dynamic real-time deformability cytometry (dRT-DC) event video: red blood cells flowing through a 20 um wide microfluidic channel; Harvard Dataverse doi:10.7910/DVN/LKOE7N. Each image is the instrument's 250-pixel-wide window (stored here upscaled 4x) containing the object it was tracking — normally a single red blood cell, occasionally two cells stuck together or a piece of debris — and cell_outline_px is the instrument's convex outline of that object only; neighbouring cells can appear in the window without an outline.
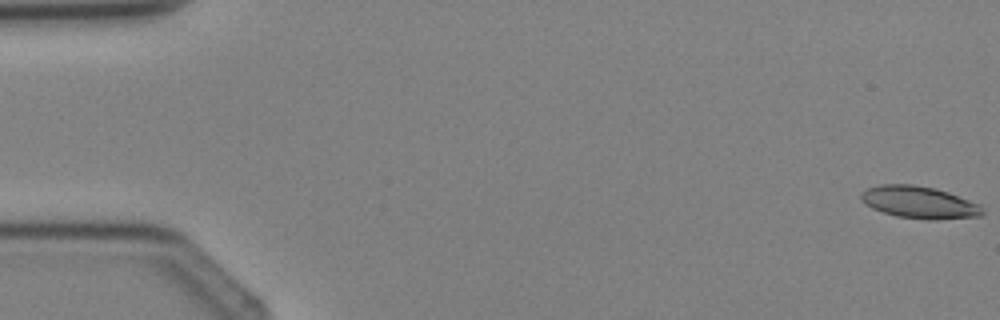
{"species": "Egyptian fruit bat (a non-hibernating species)", "species_latin": "Rousettus aegyptiacus", "temperature_condition": "cold", "stored_images_in_passage": 4, "camera_frame_rate_fps": 3000, "um_per_image_px": 0.085, "animal": {"sex": "female"}, "frame": {"image": 1, "passage_image": 1, "time_ms": 0.0, "image_size_px": [1000, 320], "cell_outline_px": [[984, 212], [980, 216], [936, 220], [928, 220], [896, 216], [872, 208], [860, 200], [860, 196], [868, 188], [880, 184], [912, 184], [932, 188], [948, 192], [980, 204]], "centroid_in_image_um": [78.14, 17.2], "position_along_channel_um": 6.9, "area_um2": 22.66}}